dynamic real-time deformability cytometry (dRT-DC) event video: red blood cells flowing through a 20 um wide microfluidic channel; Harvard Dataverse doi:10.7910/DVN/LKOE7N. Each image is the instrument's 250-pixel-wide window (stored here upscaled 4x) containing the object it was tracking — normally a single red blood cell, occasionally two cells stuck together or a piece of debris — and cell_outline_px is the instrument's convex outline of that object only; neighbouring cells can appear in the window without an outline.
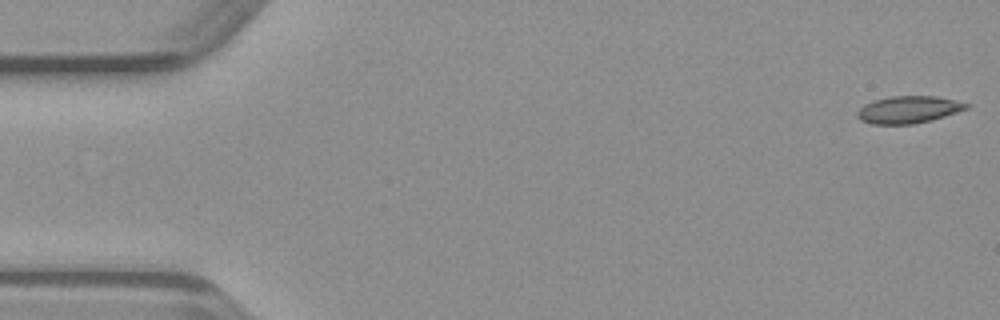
{"species": "common noctule bat (a hibernating species)", "species_latin": "Nyctalus noctula", "temperature_condition": "warm", "stored_images_in_passage": 12, "camera_frame_rate_fps": 3000, "um_per_image_px": 0.085, "animal": {"sex": "male", "body_mass_g": 23.1, "forearm_length_mm": 52.7}, "frame": {"image": 1, "passage_image": 1, "time_ms": 0.0, "image_size_px": [1000, 320], "cell_outline_px": [[972, 104], [968, 108], [932, 120], [912, 124], [872, 124], [860, 120], [856, 116], [856, 112], [864, 104], [876, 100], [892, 96], [932, 96]], "centroid_in_image_um": [77.19, 9.32], "position_along_channel_um": 7.8, "area_um2": 17.11}}